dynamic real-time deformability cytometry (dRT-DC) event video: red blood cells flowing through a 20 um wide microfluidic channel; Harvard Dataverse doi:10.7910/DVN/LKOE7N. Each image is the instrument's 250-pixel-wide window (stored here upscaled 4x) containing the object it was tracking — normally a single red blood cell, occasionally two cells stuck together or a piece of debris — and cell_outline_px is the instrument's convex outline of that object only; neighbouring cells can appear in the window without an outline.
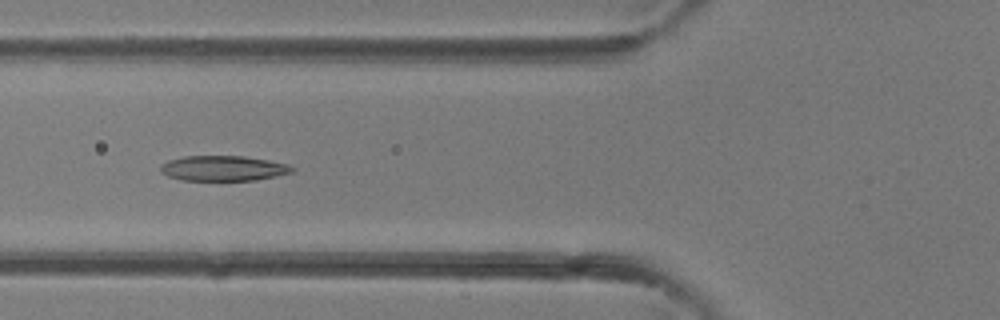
{"species": "common noctule bat (a hibernating species)", "species_latin": "Nyctalus noctula", "temperature_condition": "room temperature", "stored_images_in_passage": 37, "camera_frame_rate_fps": 3000, "um_per_image_px": 0.085, "animal": {"sex": "female"}, "frame": {"image": 1, "passage_image": 15, "time_ms": 4.667, "image_size_px": [1000, 320], "cell_outline_px": [[296, 172], [256, 180], [180, 180], [168, 176], [160, 172], [160, 164], [168, 160], [184, 156], [244, 156], [268, 160], [288, 164], [296, 168]], "centroid_in_image_um": [18.99, 14.3], "position_along_channel_um": 106.8, "area_um2": 19.54}}
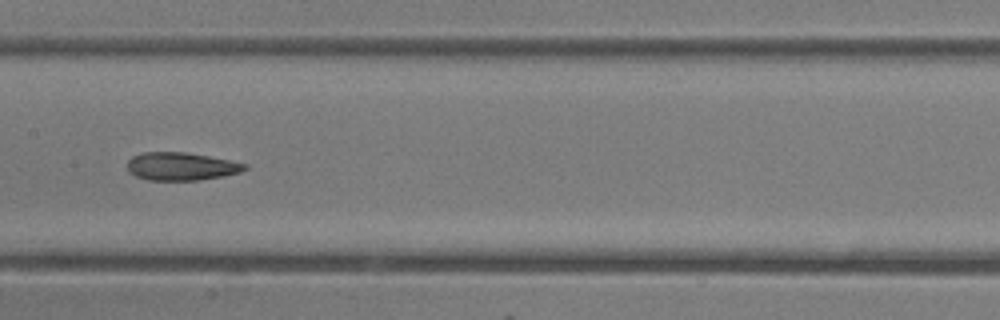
{"frame": {"image": 2, "passage_image": 20, "time_ms": 6.333, "image_size_px": [1000, 320], "cell_outline_px": [[248, 168], [240, 172], [224, 176], [200, 180], [148, 180], [136, 176], [128, 172], [128, 160], [132, 156], [144, 152], [184, 152], [208, 156], [248, 164]], "centroid_in_image_um": [15.4, 14.14], "position_along_channel_um": 192.0, "area_um2": 19.13}}
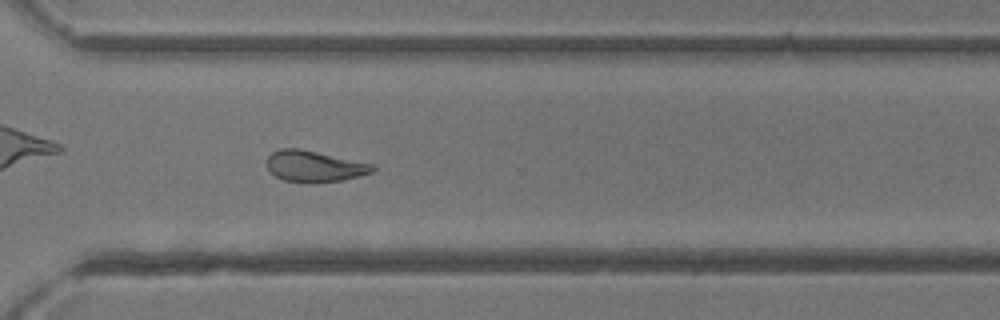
{"frame": {"image": 3, "passage_image": 29, "time_ms": 9.333, "image_size_px": [1000, 320], "cell_outline_px": [[376, 172], [360, 176], [340, 180], [308, 184], [284, 180], [268, 172], [268, 156], [272, 152], [280, 148], [296, 148], [376, 164]], "centroid_in_image_um": [26.76, 14.15], "position_along_channel_um": 343.8, "area_um2": 19.42}}